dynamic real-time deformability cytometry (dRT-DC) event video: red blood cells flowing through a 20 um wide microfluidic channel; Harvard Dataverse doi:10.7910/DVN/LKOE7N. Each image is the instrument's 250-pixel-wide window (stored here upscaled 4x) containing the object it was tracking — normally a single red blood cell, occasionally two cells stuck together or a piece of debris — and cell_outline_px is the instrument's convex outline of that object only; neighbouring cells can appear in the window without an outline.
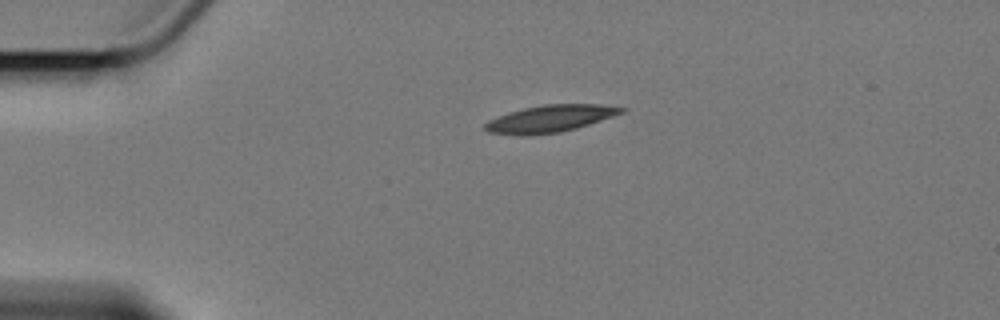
{"species": "Egyptian fruit bat (a non-hibernating species)", "species_latin": "Rousettus aegyptiacus", "temperature_condition": "cold", "stored_images_in_passage": 2, "camera_frame_rate_fps": 3000, "um_per_image_px": 0.085, "animal": {"sex": "female"}, "frame": {"image": 1, "passage_image": 1, "time_ms": 0.0, "image_size_px": [1000, 320], "cell_outline_px": [[628, 108], [624, 112], [576, 128], [560, 132], [528, 136], [520, 136], [488, 132], [484, 128], [484, 124], [488, 120], [508, 112], [524, 108], [544, 104], [600, 104]], "centroid_in_image_um": [46.72, 10.09], "position_along_channel_um": 38.3, "area_um2": 21.56}}